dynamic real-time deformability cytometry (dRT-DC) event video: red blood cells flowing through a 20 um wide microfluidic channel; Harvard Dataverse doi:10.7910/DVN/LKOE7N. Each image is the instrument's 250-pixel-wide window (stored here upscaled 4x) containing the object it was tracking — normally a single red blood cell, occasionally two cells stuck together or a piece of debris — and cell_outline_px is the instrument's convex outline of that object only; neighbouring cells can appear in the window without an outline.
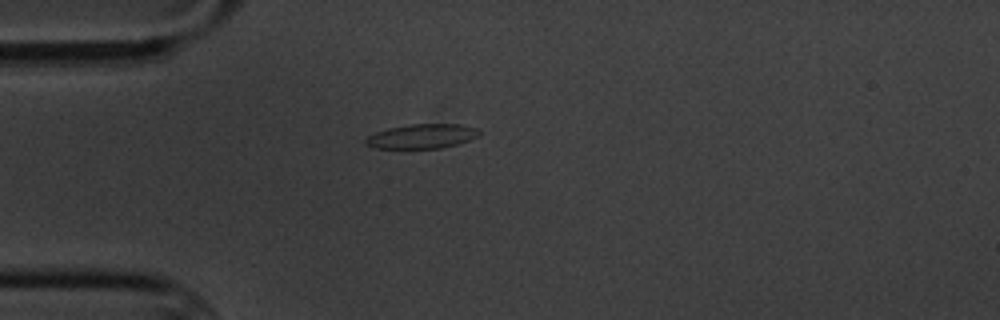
{"species": "common noctule bat (a hibernating species)", "species_latin": "Nyctalus noctula", "temperature_condition": "cold", "stored_images_in_passage": 1, "camera_frame_rate_fps": 3000, "um_per_image_px": 0.085, "animal": {"sex": "male", "body_mass_g": 20.1, "forearm_length_mm": 53.5}, "frame": {"image": 1, "passage_image": 1, "time_ms": 0.0, "image_size_px": [1000, 320], "cell_outline_px": [[480, 136], [456, 144], [440, 148], [376, 148], [364, 144], [364, 140], [368, 136], [376, 132], [388, 128], [412, 124], [460, 124], [476, 128], [480, 132]], "centroid_in_image_um": [35.85, 11.58], "position_along_channel_um": 49.1, "area_um2": 16.07}}